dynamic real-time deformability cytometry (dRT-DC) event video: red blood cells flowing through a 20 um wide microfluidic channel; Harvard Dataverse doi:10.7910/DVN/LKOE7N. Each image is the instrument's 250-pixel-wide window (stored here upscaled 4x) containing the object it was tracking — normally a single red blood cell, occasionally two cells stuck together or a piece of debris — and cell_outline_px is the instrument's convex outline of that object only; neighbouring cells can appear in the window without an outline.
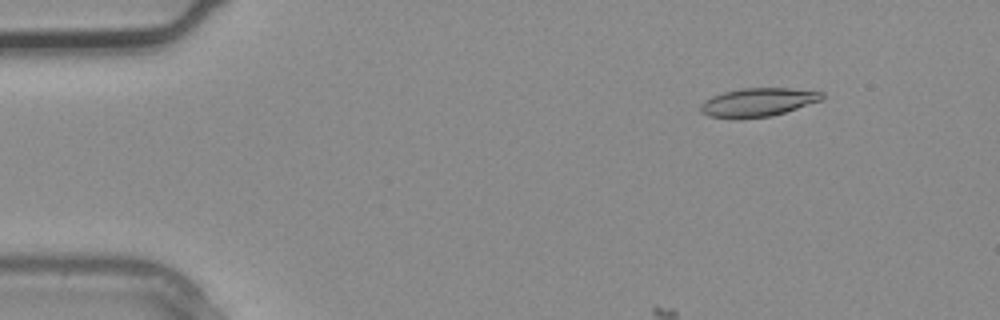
{"species": "common noctule bat (a hibernating species)", "species_latin": "Nyctalus noctula", "temperature_condition": "warm", "stored_images_in_passage": 4, "camera_frame_rate_fps": 3000, "um_per_image_px": 0.085, "animal": {"sex": "male", "body_mass_g": 20.4}, "frame": {"image": 1, "passage_image": 4, "time_ms": 1.0, "image_size_px": [1000, 320], "cell_outline_px": [[824, 96], [820, 100], [772, 116], [708, 116], [700, 112], [700, 104], [704, 100], [712, 96], [724, 92], [740, 88], [788, 88], [824, 92]], "centroid_in_image_um": [64.42, 8.65], "position_along_channel_um": 20.6, "area_um2": 19.42}}